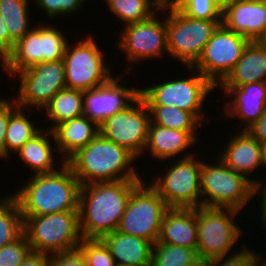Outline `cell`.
Masks as SVG:
<instances>
[{
	"label": "cell",
	"instance_id": "cell-1",
	"mask_svg": "<svg viewBox=\"0 0 266 266\" xmlns=\"http://www.w3.org/2000/svg\"><path fill=\"white\" fill-rule=\"evenodd\" d=\"M142 179L81 185L79 227L82 238H102L117 230L133 190Z\"/></svg>",
	"mask_w": 266,
	"mask_h": 266
},
{
	"label": "cell",
	"instance_id": "cell-2",
	"mask_svg": "<svg viewBox=\"0 0 266 266\" xmlns=\"http://www.w3.org/2000/svg\"><path fill=\"white\" fill-rule=\"evenodd\" d=\"M59 165L54 172L33 174L26 185L11 193L23 217L78 211L81 185L65 161Z\"/></svg>",
	"mask_w": 266,
	"mask_h": 266
},
{
	"label": "cell",
	"instance_id": "cell-3",
	"mask_svg": "<svg viewBox=\"0 0 266 266\" xmlns=\"http://www.w3.org/2000/svg\"><path fill=\"white\" fill-rule=\"evenodd\" d=\"M138 159L128 149L103 137L100 133L79 149L66 163L80 185L95 182H114L143 179L132 163Z\"/></svg>",
	"mask_w": 266,
	"mask_h": 266
},
{
	"label": "cell",
	"instance_id": "cell-4",
	"mask_svg": "<svg viewBox=\"0 0 266 266\" xmlns=\"http://www.w3.org/2000/svg\"><path fill=\"white\" fill-rule=\"evenodd\" d=\"M204 161L200 171L201 206L242 210L255 197V185L220 158ZM217 160V162H216ZM206 162V163H205ZM212 163V164H211Z\"/></svg>",
	"mask_w": 266,
	"mask_h": 266
},
{
	"label": "cell",
	"instance_id": "cell-5",
	"mask_svg": "<svg viewBox=\"0 0 266 266\" xmlns=\"http://www.w3.org/2000/svg\"><path fill=\"white\" fill-rule=\"evenodd\" d=\"M23 219L24 234L34 252L52 255L76 250L83 239L78 211H64Z\"/></svg>",
	"mask_w": 266,
	"mask_h": 266
},
{
	"label": "cell",
	"instance_id": "cell-6",
	"mask_svg": "<svg viewBox=\"0 0 266 266\" xmlns=\"http://www.w3.org/2000/svg\"><path fill=\"white\" fill-rule=\"evenodd\" d=\"M186 69L190 70V77L167 79L152 87L140 88V96L147 106H173L192 113L203 124L206 122L203 105L216 87L198 70L193 67Z\"/></svg>",
	"mask_w": 266,
	"mask_h": 266
},
{
	"label": "cell",
	"instance_id": "cell-7",
	"mask_svg": "<svg viewBox=\"0 0 266 266\" xmlns=\"http://www.w3.org/2000/svg\"><path fill=\"white\" fill-rule=\"evenodd\" d=\"M167 13H166V11ZM164 11V13H163ZM167 14V47L169 56L185 67H192L222 20L193 19L174 7L161 9Z\"/></svg>",
	"mask_w": 266,
	"mask_h": 266
},
{
	"label": "cell",
	"instance_id": "cell-8",
	"mask_svg": "<svg viewBox=\"0 0 266 266\" xmlns=\"http://www.w3.org/2000/svg\"><path fill=\"white\" fill-rule=\"evenodd\" d=\"M49 25V26H47ZM40 24L24 35L14 46L13 51L5 59V71L14 76L29 67L42 62L58 61L63 59L68 39L54 25Z\"/></svg>",
	"mask_w": 266,
	"mask_h": 266
},
{
	"label": "cell",
	"instance_id": "cell-9",
	"mask_svg": "<svg viewBox=\"0 0 266 266\" xmlns=\"http://www.w3.org/2000/svg\"><path fill=\"white\" fill-rule=\"evenodd\" d=\"M196 155L186 158L181 155L178 161L174 159L172 165L166 166L167 171L162 176L157 174L156 178L152 177V183L149 182L169 208L201 207L202 159L196 158Z\"/></svg>",
	"mask_w": 266,
	"mask_h": 266
},
{
	"label": "cell",
	"instance_id": "cell-10",
	"mask_svg": "<svg viewBox=\"0 0 266 266\" xmlns=\"http://www.w3.org/2000/svg\"><path fill=\"white\" fill-rule=\"evenodd\" d=\"M104 55L91 35L68 43L63 56L66 88L87 91L106 83L113 75Z\"/></svg>",
	"mask_w": 266,
	"mask_h": 266
},
{
	"label": "cell",
	"instance_id": "cell-11",
	"mask_svg": "<svg viewBox=\"0 0 266 266\" xmlns=\"http://www.w3.org/2000/svg\"><path fill=\"white\" fill-rule=\"evenodd\" d=\"M168 209L157 191L144 180L133 190L116 231L145 238L155 244Z\"/></svg>",
	"mask_w": 266,
	"mask_h": 266
},
{
	"label": "cell",
	"instance_id": "cell-12",
	"mask_svg": "<svg viewBox=\"0 0 266 266\" xmlns=\"http://www.w3.org/2000/svg\"><path fill=\"white\" fill-rule=\"evenodd\" d=\"M239 212L230 208H196L198 256L216 258L232 253V247L237 246L236 242L243 234L237 221H233Z\"/></svg>",
	"mask_w": 266,
	"mask_h": 266
},
{
	"label": "cell",
	"instance_id": "cell-13",
	"mask_svg": "<svg viewBox=\"0 0 266 266\" xmlns=\"http://www.w3.org/2000/svg\"><path fill=\"white\" fill-rule=\"evenodd\" d=\"M249 42L220 24L192 67L217 87L233 70Z\"/></svg>",
	"mask_w": 266,
	"mask_h": 266
},
{
	"label": "cell",
	"instance_id": "cell-14",
	"mask_svg": "<svg viewBox=\"0 0 266 266\" xmlns=\"http://www.w3.org/2000/svg\"><path fill=\"white\" fill-rule=\"evenodd\" d=\"M157 15L156 13L145 21L128 24L119 32L117 49L120 48L126 54L129 62L126 64L128 73H131L132 65L138 64L137 62L153 58L158 60L165 57L164 54L168 55L167 15L163 20Z\"/></svg>",
	"mask_w": 266,
	"mask_h": 266
},
{
	"label": "cell",
	"instance_id": "cell-15",
	"mask_svg": "<svg viewBox=\"0 0 266 266\" xmlns=\"http://www.w3.org/2000/svg\"><path fill=\"white\" fill-rule=\"evenodd\" d=\"M14 77L20 79L15 97L16 104L28 110L29 106H32L42 111L52 98L66 87L63 59L39 63L18 72Z\"/></svg>",
	"mask_w": 266,
	"mask_h": 266
},
{
	"label": "cell",
	"instance_id": "cell-16",
	"mask_svg": "<svg viewBox=\"0 0 266 266\" xmlns=\"http://www.w3.org/2000/svg\"><path fill=\"white\" fill-rule=\"evenodd\" d=\"M150 121L148 106L139 96L126 109L108 117L99 125V130L103 137L140 158L147 144Z\"/></svg>",
	"mask_w": 266,
	"mask_h": 266
},
{
	"label": "cell",
	"instance_id": "cell-17",
	"mask_svg": "<svg viewBox=\"0 0 266 266\" xmlns=\"http://www.w3.org/2000/svg\"><path fill=\"white\" fill-rule=\"evenodd\" d=\"M113 77L97 88L83 91L84 115L98 125L126 109L140 96V88L126 87L122 75Z\"/></svg>",
	"mask_w": 266,
	"mask_h": 266
},
{
	"label": "cell",
	"instance_id": "cell-18",
	"mask_svg": "<svg viewBox=\"0 0 266 266\" xmlns=\"http://www.w3.org/2000/svg\"><path fill=\"white\" fill-rule=\"evenodd\" d=\"M233 135V136H232ZM229 137L228 143L223 148L224 152L219 157L233 171L242 174L255 186L266 181V178L255 179L256 171L264 168L262 146L259 141L253 138L246 130H239ZM256 170V171H255ZM255 172V173H254ZM253 173V174H252ZM252 174V177L250 176ZM255 174V175H254ZM255 179V180H254ZM264 180V181H263Z\"/></svg>",
	"mask_w": 266,
	"mask_h": 266
},
{
	"label": "cell",
	"instance_id": "cell-19",
	"mask_svg": "<svg viewBox=\"0 0 266 266\" xmlns=\"http://www.w3.org/2000/svg\"><path fill=\"white\" fill-rule=\"evenodd\" d=\"M222 24L256 41L266 27V0H223Z\"/></svg>",
	"mask_w": 266,
	"mask_h": 266
},
{
	"label": "cell",
	"instance_id": "cell-20",
	"mask_svg": "<svg viewBox=\"0 0 266 266\" xmlns=\"http://www.w3.org/2000/svg\"><path fill=\"white\" fill-rule=\"evenodd\" d=\"M221 89L231 99L224 103V115L230 116V118L239 117V122L242 120L239 123L240 126L245 125L243 130L250 127L263 114L266 108V82H255L240 87H223Z\"/></svg>",
	"mask_w": 266,
	"mask_h": 266
},
{
	"label": "cell",
	"instance_id": "cell-21",
	"mask_svg": "<svg viewBox=\"0 0 266 266\" xmlns=\"http://www.w3.org/2000/svg\"><path fill=\"white\" fill-rule=\"evenodd\" d=\"M197 131H181L154 124L150 121L148 127V138L145 151L149 150L150 156L154 159L170 160L183 154L184 158L194 155L193 151L187 152L196 144ZM192 145V146H191ZM183 152V153H182ZM189 153V154H187ZM175 156V157H174Z\"/></svg>",
	"mask_w": 266,
	"mask_h": 266
},
{
	"label": "cell",
	"instance_id": "cell-22",
	"mask_svg": "<svg viewBox=\"0 0 266 266\" xmlns=\"http://www.w3.org/2000/svg\"><path fill=\"white\" fill-rule=\"evenodd\" d=\"M198 225L196 208H169L160 228L158 242L197 251Z\"/></svg>",
	"mask_w": 266,
	"mask_h": 266
},
{
	"label": "cell",
	"instance_id": "cell-23",
	"mask_svg": "<svg viewBox=\"0 0 266 266\" xmlns=\"http://www.w3.org/2000/svg\"><path fill=\"white\" fill-rule=\"evenodd\" d=\"M52 132L56 144L55 151L63 154V161H67L79 149L86 147L99 133V125L82 115L57 124ZM65 155V156H64Z\"/></svg>",
	"mask_w": 266,
	"mask_h": 266
},
{
	"label": "cell",
	"instance_id": "cell-24",
	"mask_svg": "<svg viewBox=\"0 0 266 266\" xmlns=\"http://www.w3.org/2000/svg\"><path fill=\"white\" fill-rule=\"evenodd\" d=\"M117 266H151L153 243L145 238L114 231L101 238Z\"/></svg>",
	"mask_w": 266,
	"mask_h": 266
},
{
	"label": "cell",
	"instance_id": "cell-25",
	"mask_svg": "<svg viewBox=\"0 0 266 266\" xmlns=\"http://www.w3.org/2000/svg\"><path fill=\"white\" fill-rule=\"evenodd\" d=\"M266 82V47L250 41L233 70L217 87H240Z\"/></svg>",
	"mask_w": 266,
	"mask_h": 266
},
{
	"label": "cell",
	"instance_id": "cell-26",
	"mask_svg": "<svg viewBox=\"0 0 266 266\" xmlns=\"http://www.w3.org/2000/svg\"><path fill=\"white\" fill-rule=\"evenodd\" d=\"M51 137H50V136ZM49 136V137H48ZM55 141L54 134L50 129H43L32 139L28 140L16 153L20 156L18 159L28 165L31 173L44 174L56 171L54 163V154L51 142ZM55 164V165H54Z\"/></svg>",
	"mask_w": 266,
	"mask_h": 266
},
{
	"label": "cell",
	"instance_id": "cell-27",
	"mask_svg": "<svg viewBox=\"0 0 266 266\" xmlns=\"http://www.w3.org/2000/svg\"><path fill=\"white\" fill-rule=\"evenodd\" d=\"M83 91L71 88L61 89L44 108L52 130L57 124L84 115Z\"/></svg>",
	"mask_w": 266,
	"mask_h": 266
},
{
	"label": "cell",
	"instance_id": "cell-28",
	"mask_svg": "<svg viewBox=\"0 0 266 266\" xmlns=\"http://www.w3.org/2000/svg\"><path fill=\"white\" fill-rule=\"evenodd\" d=\"M25 109L18 107L10 116L5 134L6 154L16 153L28 140L38 134L42 128L28 118ZM11 151V152H10Z\"/></svg>",
	"mask_w": 266,
	"mask_h": 266
},
{
	"label": "cell",
	"instance_id": "cell-29",
	"mask_svg": "<svg viewBox=\"0 0 266 266\" xmlns=\"http://www.w3.org/2000/svg\"><path fill=\"white\" fill-rule=\"evenodd\" d=\"M30 2L31 0H0L1 15L6 22L10 39L15 44L33 28L28 10Z\"/></svg>",
	"mask_w": 266,
	"mask_h": 266
},
{
	"label": "cell",
	"instance_id": "cell-30",
	"mask_svg": "<svg viewBox=\"0 0 266 266\" xmlns=\"http://www.w3.org/2000/svg\"><path fill=\"white\" fill-rule=\"evenodd\" d=\"M24 234V219L12 196H0V249Z\"/></svg>",
	"mask_w": 266,
	"mask_h": 266
},
{
	"label": "cell",
	"instance_id": "cell-31",
	"mask_svg": "<svg viewBox=\"0 0 266 266\" xmlns=\"http://www.w3.org/2000/svg\"><path fill=\"white\" fill-rule=\"evenodd\" d=\"M105 2L112 15L121 20L124 26L145 21L161 11L152 0H105Z\"/></svg>",
	"mask_w": 266,
	"mask_h": 266
},
{
	"label": "cell",
	"instance_id": "cell-32",
	"mask_svg": "<svg viewBox=\"0 0 266 266\" xmlns=\"http://www.w3.org/2000/svg\"><path fill=\"white\" fill-rule=\"evenodd\" d=\"M150 120L170 129L196 131L203 124L190 112L173 106H148Z\"/></svg>",
	"mask_w": 266,
	"mask_h": 266
},
{
	"label": "cell",
	"instance_id": "cell-33",
	"mask_svg": "<svg viewBox=\"0 0 266 266\" xmlns=\"http://www.w3.org/2000/svg\"><path fill=\"white\" fill-rule=\"evenodd\" d=\"M197 256L195 249L157 241L153 244L151 266H191Z\"/></svg>",
	"mask_w": 266,
	"mask_h": 266
},
{
	"label": "cell",
	"instance_id": "cell-34",
	"mask_svg": "<svg viewBox=\"0 0 266 266\" xmlns=\"http://www.w3.org/2000/svg\"><path fill=\"white\" fill-rule=\"evenodd\" d=\"M175 7L193 19L222 20L223 0H178Z\"/></svg>",
	"mask_w": 266,
	"mask_h": 266
},
{
	"label": "cell",
	"instance_id": "cell-35",
	"mask_svg": "<svg viewBox=\"0 0 266 266\" xmlns=\"http://www.w3.org/2000/svg\"><path fill=\"white\" fill-rule=\"evenodd\" d=\"M78 249L87 266H117L109 248L100 238H83Z\"/></svg>",
	"mask_w": 266,
	"mask_h": 266
},
{
	"label": "cell",
	"instance_id": "cell-36",
	"mask_svg": "<svg viewBox=\"0 0 266 266\" xmlns=\"http://www.w3.org/2000/svg\"><path fill=\"white\" fill-rule=\"evenodd\" d=\"M39 6L38 9L44 11L43 13L46 14L50 19L53 17L56 18L57 16H67L73 15L80 11V8L83 6L84 3L87 2L86 0H33L32 3Z\"/></svg>",
	"mask_w": 266,
	"mask_h": 266
},
{
	"label": "cell",
	"instance_id": "cell-37",
	"mask_svg": "<svg viewBox=\"0 0 266 266\" xmlns=\"http://www.w3.org/2000/svg\"><path fill=\"white\" fill-rule=\"evenodd\" d=\"M31 251L27 237L23 234L19 239L0 249V266H20Z\"/></svg>",
	"mask_w": 266,
	"mask_h": 266
},
{
	"label": "cell",
	"instance_id": "cell-38",
	"mask_svg": "<svg viewBox=\"0 0 266 266\" xmlns=\"http://www.w3.org/2000/svg\"><path fill=\"white\" fill-rule=\"evenodd\" d=\"M238 248L239 251L236 250L226 256L214 258V266H257L259 264L260 253L257 254L255 250L247 248L245 244Z\"/></svg>",
	"mask_w": 266,
	"mask_h": 266
},
{
	"label": "cell",
	"instance_id": "cell-39",
	"mask_svg": "<svg viewBox=\"0 0 266 266\" xmlns=\"http://www.w3.org/2000/svg\"><path fill=\"white\" fill-rule=\"evenodd\" d=\"M12 100L0 96V159L9 158L6 154L5 134L9 122V116L18 108L14 98Z\"/></svg>",
	"mask_w": 266,
	"mask_h": 266
},
{
	"label": "cell",
	"instance_id": "cell-40",
	"mask_svg": "<svg viewBox=\"0 0 266 266\" xmlns=\"http://www.w3.org/2000/svg\"><path fill=\"white\" fill-rule=\"evenodd\" d=\"M49 266H87L79 249L50 255Z\"/></svg>",
	"mask_w": 266,
	"mask_h": 266
},
{
	"label": "cell",
	"instance_id": "cell-41",
	"mask_svg": "<svg viewBox=\"0 0 266 266\" xmlns=\"http://www.w3.org/2000/svg\"><path fill=\"white\" fill-rule=\"evenodd\" d=\"M15 43L10 39L6 22L0 12V54L6 57L13 51Z\"/></svg>",
	"mask_w": 266,
	"mask_h": 266
},
{
	"label": "cell",
	"instance_id": "cell-42",
	"mask_svg": "<svg viewBox=\"0 0 266 266\" xmlns=\"http://www.w3.org/2000/svg\"><path fill=\"white\" fill-rule=\"evenodd\" d=\"M246 131L261 144L266 142V108L263 114Z\"/></svg>",
	"mask_w": 266,
	"mask_h": 266
},
{
	"label": "cell",
	"instance_id": "cell-43",
	"mask_svg": "<svg viewBox=\"0 0 266 266\" xmlns=\"http://www.w3.org/2000/svg\"><path fill=\"white\" fill-rule=\"evenodd\" d=\"M259 193V194H258ZM261 194V195H260ZM258 196V201H259V209H260V212L258 214V216H261L258 220L260 221V226L262 229H266V181H264L263 183L255 186V196ZM261 196V197H260ZM262 224V225H261ZM266 231V230H265Z\"/></svg>",
	"mask_w": 266,
	"mask_h": 266
},
{
	"label": "cell",
	"instance_id": "cell-44",
	"mask_svg": "<svg viewBox=\"0 0 266 266\" xmlns=\"http://www.w3.org/2000/svg\"><path fill=\"white\" fill-rule=\"evenodd\" d=\"M50 255L40 252L31 251L22 261L20 266H49Z\"/></svg>",
	"mask_w": 266,
	"mask_h": 266
},
{
	"label": "cell",
	"instance_id": "cell-45",
	"mask_svg": "<svg viewBox=\"0 0 266 266\" xmlns=\"http://www.w3.org/2000/svg\"><path fill=\"white\" fill-rule=\"evenodd\" d=\"M191 266H214V258L197 256Z\"/></svg>",
	"mask_w": 266,
	"mask_h": 266
},
{
	"label": "cell",
	"instance_id": "cell-46",
	"mask_svg": "<svg viewBox=\"0 0 266 266\" xmlns=\"http://www.w3.org/2000/svg\"><path fill=\"white\" fill-rule=\"evenodd\" d=\"M160 9L174 7L178 0H152Z\"/></svg>",
	"mask_w": 266,
	"mask_h": 266
},
{
	"label": "cell",
	"instance_id": "cell-47",
	"mask_svg": "<svg viewBox=\"0 0 266 266\" xmlns=\"http://www.w3.org/2000/svg\"><path fill=\"white\" fill-rule=\"evenodd\" d=\"M256 42L259 45L266 47V27L264 32L260 35V37L256 40Z\"/></svg>",
	"mask_w": 266,
	"mask_h": 266
},
{
	"label": "cell",
	"instance_id": "cell-48",
	"mask_svg": "<svg viewBox=\"0 0 266 266\" xmlns=\"http://www.w3.org/2000/svg\"><path fill=\"white\" fill-rule=\"evenodd\" d=\"M262 154H263V164L265 168L266 167V142L262 146Z\"/></svg>",
	"mask_w": 266,
	"mask_h": 266
},
{
	"label": "cell",
	"instance_id": "cell-49",
	"mask_svg": "<svg viewBox=\"0 0 266 266\" xmlns=\"http://www.w3.org/2000/svg\"><path fill=\"white\" fill-rule=\"evenodd\" d=\"M0 67H2L3 70H5V58L0 54Z\"/></svg>",
	"mask_w": 266,
	"mask_h": 266
}]
</instances>
